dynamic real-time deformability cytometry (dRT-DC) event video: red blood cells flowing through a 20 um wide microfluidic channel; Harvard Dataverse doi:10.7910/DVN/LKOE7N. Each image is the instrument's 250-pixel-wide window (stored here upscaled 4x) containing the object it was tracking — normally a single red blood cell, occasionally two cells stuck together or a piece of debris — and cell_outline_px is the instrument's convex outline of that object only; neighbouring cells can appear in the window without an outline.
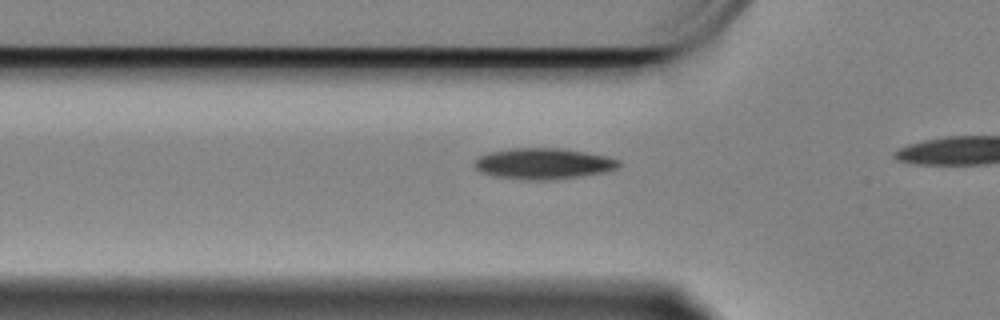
{"species": "Egyptian fruit bat (a non-hibernating species)", "species_latin": "Rousettus aegyptiacus", "temperature_condition": "cold", "stored_images_in_passage": 16, "camera_frame_rate_fps": 3000, "um_per_image_px": 0.085, "animal": {"sex": "female"}, "frame": {"image": 1, "passage_image": 10, "time_ms": 3.0, "image_size_px": [1000, 320], "cell_outline_px": [[620, 164], [616, 168], [604, 172], [576, 176], [544, 180], [524, 180], [492, 176], [480, 172], [472, 164], [480, 156], [488, 152], [512, 148], [556, 148], [584, 152], [604, 156], [620, 160]], "centroid_in_image_um": [46.11, 13.91], "position_along_channel_um": 79.7, "area_um2": 25.78}}
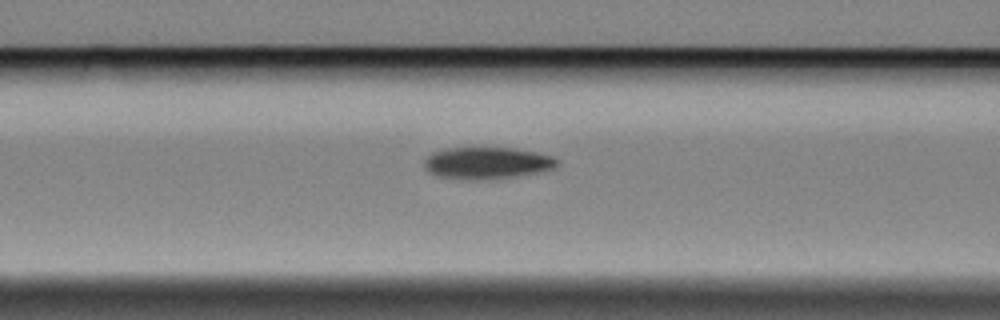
{"frame": {"image": 2, "passage_image": 14, "time_ms": 4.333, "image_size_px": [1000, 320], "cell_outline_px": [[560, 164], [556, 168], [516, 176], [480, 180], [460, 180], [440, 176], [428, 172], [424, 168], [424, 160], [432, 152], [448, 148], [516, 148], [536, 152], [552, 156], [560, 160]], "centroid_in_image_um": [41.4, 13.86], "position_along_channel_um": 125.2, "area_um2": 24.85}}